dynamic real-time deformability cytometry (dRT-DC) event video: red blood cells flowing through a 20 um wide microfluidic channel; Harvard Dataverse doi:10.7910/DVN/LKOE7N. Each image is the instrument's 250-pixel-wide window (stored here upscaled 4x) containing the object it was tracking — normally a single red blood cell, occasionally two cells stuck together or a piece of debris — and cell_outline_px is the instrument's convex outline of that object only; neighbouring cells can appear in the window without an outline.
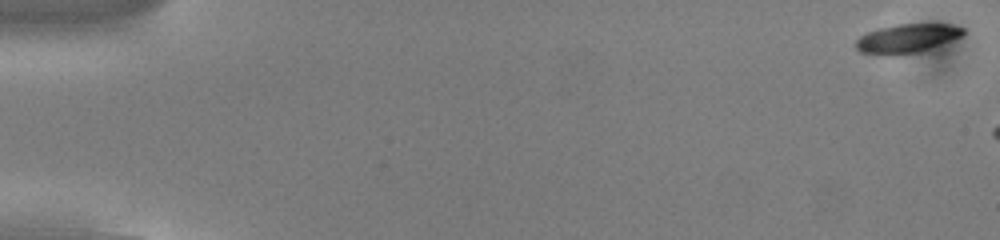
{"species": "common noctule bat (a hibernating species)", "species_latin": "Nyctalus noctula", "temperature_condition": "cold", "stored_images_in_passage": 7, "camera_frame_rate_fps": 3000, "um_per_image_px": 0.085, "animal": {"sex": "male", "body_mass_g": 13.0, "forearm_length_mm": 53.1}, "frame": {"image": 1, "passage_image": 1, "time_ms": 0.0, "image_size_px": [1000, 240], "cell_outline_px": [[964, 32], [960, 36], [952, 40], [916, 52], [892, 56], [888, 56], [860, 52], [856, 48], [856, 40], [860, 36], [868, 32], [880, 28], [896, 24], [948, 24], [964, 28]], "centroid_in_image_um": [77.04, 3.27], "position_along_channel_um": 8.0, "area_um2": 17.8}}